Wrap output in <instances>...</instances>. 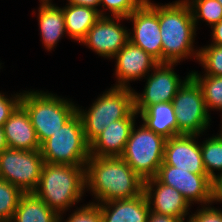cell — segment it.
Listing matches in <instances>:
<instances>
[{
  "label": "cell",
  "instance_id": "6da1fadb",
  "mask_svg": "<svg viewBox=\"0 0 222 222\" xmlns=\"http://www.w3.org/2000/svg\"><path fill=\"white\" fill-rule=\"evenodd\" d=\"M86 191L92 204L134 198L144 191V180L121 157L90 156L86 162Z\"/></svg>",
  "mask_w": 222,
  "mask_h": 222
},
{
  "label": "cell",
  "instance_id": "7a4b0ae2",
  "mask_svg": "<svg viewBox=\"0 0 222 222\" xmlns=\"http://www.w3.org/2000/svg\"><path fill=\"white\" fill-rule=\"evenodd\" d=\"M158 19L162 39V63H180L184 59L198 60L194 48L196 26L192 11L185 0L159 5Z\"/></svg>",
  "mask_w": 222,
  "mask_h": 222
},
{
  "label": "cell",
  "instance_id": "3957f363",
  "mask_svg": "<svg viewBox=\"0 0 222 222\" xmlns=\"http://www.w3.org/2000/svg\"><path fill=\"white\" fill-rule=\"evenodd\" d=\"M85 190V166L44 163L33 194L63 215L82 200Z\"/></svg>",
  "mask_w": 222,
  "mask_h": 222
},
{
  "label": "cell",
  "instance_id": "277c9868",
  "mask_svg": "<svg viewBox=\"0 0 222 222\" xmlns=\"http://www.w3.org/2000/svg\"><path fill=\"white\" fill-rule=\"evenodd\" d=\"M42 90L23 91L20 105L26 110L40 145L77 113V104Z\"/></svg>",
  "mask_w": 222,
  "mask_h": 222
},
{
  "label": "cell",
  "instance_id": "5b68a950",
  "mask_svg": "<svg viewBox=\"0 0 222 222\" xmlns=\"http://www.w3.org/2000/svg\"><path fill=\"white\" fill-rule=\"evenodd\" d=\"M133 88L111 86L87 109L77 106L84 128L86 141L90 144L111 122L126 118L134 110Z\"/></svg>",
  "mask_w": 222,
  "mask_h": 222
},
{
  "label": "cell",
  "instance_id": "8992f818",
  "mask_svg": "<svg viewBox=\"0 0 222 222\" xmlns=\"http://www.w3.org/2000/svg\"><path fill=\"white\" fill-rule=\"evenodd\" d=\"M44 163L86 166L90 144L84 135L83 123L76 113L40 147Z\"/></svg>",
  "mask_w": 222,
  "mask_h": 222
},
{
  "label": "cell",
  "instance_id": "52a82bcc",
  "mask_svg": "<svg viewBox=\"0 0 222 222\" xmlns=\"http://www.w3.org/2000/svg\"><path fill=\"white\" fill-rule=\"evenodd\" d=\"M133 125L120 156L143 180L156 176L164 159L166 138L150 130L144 123L135 128Z\"/></svg>",
  "mask_w": 222,
  "mask_h": 222
},
{
  "label": "cell",
  "instance_id": "ba28073f",
  "mask_svg": "<svg viewBox=\"0 0 222 222\" xmlns=\"http://www.w3.org/2000/svg\"><path fill=\"white\" fill-rule=\"evenodd\" d=\"M173 106L177 120V135H204L211 125L203 93L197 82L190 77L176 92Z\"/></svg>",
  "mask_w": 222,
  "mask_h": 222
},
{
  "label": "cell",
  "instance_id": "9c48e42d",
  "mask_svg": "<svg viewBox=\"0 0 222 222\" xmlns=\"http://www.w3.org/2000/svg\"><path fill=\"white\" fill-rule=\"evenodd\" d=\"M44 159L40 150L6 148L0 153V179L5 180L24 194L37 188Z\"/></svg>",
  "mask_w": 222,
  "mask_h": 222
},
{
  "label": "cell",
  "instance_id": "30bf717a",
  "mask_svg": "<svg viewBox=\"0 0 222 222\" xmlns=\"http://www.w3.org/2000/svg\"><path fill=\"white\" fill-rule=\"evenodd\" d=\"M178 63H159L147 75L145 87L142 93H134V110L140 114L150 106L160 103L172 102L176 92L191 77V73L186 75L183 80L180 78L173 67Z\"/></svg>",
  "mask_w": 222,
  "mask_h": 222
},
{
  "label": "cell",
  "instance_id": "8fae6325",
  "mask_svg": "<svg viewBox=\"0 0 222 222\" xmlns=\"http://www.w3.org/2000/svg\"><path fill=\"white\" fill-rule=\"evenodd\" d=\"M126 19L133 23V33L129 31V41L149 53L159 63H162L158 4L147 0Z\"/></svg>",
  "mask_w": 222,
  "mask_h": 222
},
{
  "label": "cell",
  "instance_id": "7c38bea8",
  "mask_svg": "<svg viewBox=\"0 0 222 222\" xmlns=\"http://www.w3.org/2000/svg\"><path fill=\"white\" fill-rule=\"evenodd\" d=\"M125 17L101 16L80 42L97 55L112 59L129 41V31L121 24Z\"/></svg>",
  "mask_w": 222,
  "mask_h": 222
},
{
  "label": "cell",
  "instance_id": "4fadbf2b",
  "mask_svg": "<svg viewBox=\"0 0 222 222\" xmlns=\"http://www.w3.org/2000/svg\"><path fill=\"white\" fill-rule=\"evenodd\" d=\"M155 178L180 192L192 206L194 203H212V180L207 175H197L170 165H161Z\"/></svg>",
  "mask_w": 222,
  "mask_h": 222
},
{
  "label": "cell",
  "instance_id": "5bb4252c",
  "mask_svg": "<svg viewBox=\"0 0 222 222\" xmlns=\"http://www.w3.org/2000/svg\"><path fill=\"white\" fill-rule=\"evenodd\" d=\"M115 61L114 87L132 88L130 81L144 79L159 62L130 41L113 57Z\"/></svg>",
  "mask_w": 222,
  "mask_h": 222
},
{
  "label": "cell",
  "instance_id": "9a60e30c",
  "mask_svg": "<svg viewBox=\"0 0 222 222\" xmlns=\"http://www.w3.org/2000/svg\"><path fill=\"white\" fill-rule=\"evenodd\" d=\"M198 135L179 134L166 139L162 165L188 170L197 175H207L203 164Z\"/></svg>",
  "mask_w": 222,
  "mask_h": 222
},
{
  "label": "cell",
  "instance_id": "2e32d148",
  "mask_svg": "<svg viewBox=\"0 0 222 222\" xmlns=\"http://www.w3.org/2000/svg\"><path fill=\"white\" fill-rule=\"evenodd\" d=\"M144 193L147 197L150 211L156 214L168 215L182 220L190 215L191 205L175 188L160 183L155 177L144 180Z\"/></svg>",
  "mask_w": 222,
  "mask_h": 222
},
{
  "label": "cell",
  "instance_id": "e0dca14e",
  "mask_svg": "<svg viewBox=\"0 0 222 222\" xmlns=\"http://www.w3.org/2000/svg\"><path fill=\"white\" fill-rule=\"evenodd\" d=\"M138 116V113L133 110L126 118L111 122L90 143V156L120 157Z\"/></svg>",
  "mask_w": 222,
  "mask_h": 222
},
{
  "label": "cell",
  "instance_id": "ac0fdd59",
  "mask_svg": "<svg viewBox=\"0 0 222 222\" xmlns=\"http://www.w3.org/2000/svg\"><path fill=\"white\" fill-rule=\"evenodd\" d=\"M103 222H147L150 206L144 191L128 199L96 204Z\"/></svg>",
  "mask_w": 222,
  "mask_h": 222
},
{
  "label": "cell",
  "instance_id": "d6986e66",
  "mask_svg": "<svg viewBox=\"0 0 222 222\" xmlns=\"http://www.w3.org/2000/svg\"><path fill=\"white\" fill-rule=\"evenodd\" d=\"M8 148L31 151L40 150L32 122L26 110L19 105L3 125Z\"/></svg>",
  "mask_w": 222,
  "mask_h": 222
},
{
  "label": "cell",
  "instance_id": "ffe728a7",
  "mask_svg": "<svg viewBox=\"0 0 222 222\" xmlns=\"http://www.w3.org/2000/svg\"><path fill=\"white\" fill-rule=\"evenodd\" d=\"M38 25L42 44L46 50L51 51L57 46L59 40L67 34L62 7L53 2L39 4Z\"/></svg>",
  "mask_w": 222,
  "mask_h": 222
},
{
  "label": "cell",
  "instance_id": "44dd1931",
  "mask_svg": "<svg viewBox=\"0 0 222 222\" xmlns=\"http://www.w3.org/2000/svg\"><path fill=\"white\" fill-rule=\"evenodd\" d=\"M67 36L80 43L90 28L101 17L99 12L86 6L66 4L62 7Z\"/></svg>",
  "mask_w": 222,
  "mask_h": 222
},
{
  "label": "cell",
  "instance_id": "7402d4cb",
  "mask_svg": "<svg viewBox=\"0 0 222 222\" xmlns=\"http://www.w3.org/2000/svg\"><path fill=\"white\" fill-rule=\"evenodd\" d=\"M140 118L150 130L166 139L177 135V120L172 102L152 105L140 113Z\"/></svg>",
  "mask_w": 222,
  "mask_h": 222
},
{
  "label": "cell",
  "instance_id": "603a6c76",
  "mask_svg": "<svg viewBox=\"0 0 222 222\" xmlns=\"http://www.w3.org/2000/svg\"><path fill=\"white\" fill-rule=\"evenodd\" d=\"M10 222H59V215L33 193H26Z\"/></svg>",
  "mask_w": 222,
  "mask_h": 222
},
{
  "label": "cell",
  "instance_id": "cb8c5ba5",
  "mask_svg": "<svg viewBox=\"0 0 222 222\" xmlns=\"http://www.w3.org/2000/svg\"><path fill=\"white\" fill-rule=\"evenodd\" d=\"M190 73L202 90L207 111L222 112V76L201 75L195 70Z\"/></svg>",
  "mask_w": 222,
  "mask_h": 222
},
{
  "label": "cell",
  "instance_id": "d4e9b609",
  "mask_svg": "<svg viewBox=\"0 0 222 222\" xmlns=\"http://www.w3.org/2000/svg\"><path fill=\"white\" fill-rule=\"evenodd\" d=\"M200 147L205 172L211 180H214L216 177L214 171L222 173V136L217 133L208 137L200 144Z\"/></svg>",
  "mask_w": 222,
  "mask_h": 222
},
{
  "label": "cell",
  "instance_id": "484cf974",
  "mask_svg": "<svg viewBox=\"0 0 222 222\" xmlns=\"http://www.w3.org/2000/svg\"><path fill=\"white\" fill-rule=\"evenodd\" d=\"M192 11L193 20L197 25L199 20L207 22L212 27L222 20V5L217 0H185Z\"/></svg>",
  "mask_w": 222,
  "mask_h": 222
},
{
  "label": "cell",
  "instance_id": "4316f807",
  "mask_svg": "<svg viewBox=\"0 0 222 222\" xmlns=\"http://www.w3.org/2000/svg\"><path fill=\"white\" fill-rule=\"evenodd\" d=\"M24 193L13 184L0 179V222H10Z\"/></svg>",
  "mask_w": 222,
  "mask_h": 222
},
{
  "label": "cell",
  "instance_id": "83f0119b",
  "mask_svg": "<svg viewBox=\"0 0 222 222\" xmlns=\"http://www.w3.org/2000/svg\"><path fill=\"white\" fill-rule=\"evenodd\" d=\"M197 61L204 68L203 75L222 76V46L209 44L200 47Z\"/></svg>",
  "mask_w": 222,
  "mask_h": 222
},
{
  "label": "cell",
  "instance_id": "f1b7e54d",
  "mask_svg": "<svg viewBox=\"0 0 222 222\" xmlns=\"http://www.w3.org/2000/svg\"><path fill=\"white\" fill-rule=\"evenodd\" d=\"M147 0H100L101 16L125 17L141 7ZM109 9V14L105 13ZM105 10V11H104ZM108 14V15H107Z\"/></svg>",
  "mask_w": 222,
  "mask_h": 222
},
{
  "label": "cell",
  "instance_id": "f546056e",
  "mask_svg": "<svg viewBox=\"0 0 222 222\" xmlns=\"http://www.w3.org/2000/svg\"><path fill=\"white\" fill-rule=\"evenodd\" d=\"M63 221V215H59V222H103L99 207L96 204L88 203L79 208Z\"/></svg>",
  "mask_w": 222,
  "mask_h": 222
},
{
  "label": "cell",
  "instance_id": "4dcf8cb0",
  "mask_svg": "<svg viewBox=\"0 0 222 222\" xmlns=\"http://www.w3.org/2000/svg\"><path fill=\"white\" fill-rule=\"evenodd\" d=\"M211 205L212 203L201 206L202 208L188 216L187 222H222V210Z\"/></svg>",
  "mask_w": 222,
  "mask_h": 222
},
{
  "label": "cell",
  "instance_id": "1f68e13d",
  "mask_svg": "<svg viewBox=\"0 0 222 222\" xmlns=\"http://www.w3.org/2000/svg\"><path fill=\"white\" fill-rule=\"evenodd\" d=\"M21 97L22 92L16 93L11 97L5 96L4 93L0 92V127H3L10 115L20 105Z\"/></svg>",
  "mask_w": 222,
  "mask_h": 222
},
{
  "label": "cell",
  "instance_id": "d6a6232c",
  "mask_svg": "<svg viewBox=\"0 0 222 222\" xmlns=\"http://www.w3.org/2000/svg\"><path fill=\"white\" fill-rule=\"evenodd\" d=\"M222 203V173L212 180V203Z\"/></svg>",
  "mask_w": 222,
  "mask_h": 222
},
{
  "label": "cell",
  "instance_id": "836d02e7",
  "mask_svg": "<svg viewBox=\"0 0 222 222\" xmlns=\"http://www.w3.org/2000/svg\"><path fill=\"white\" fill-rule=\"evenodd\" d=\"M184 221L185 220H182L180 218H175L168 215L156 214L153 211H150L147 220V222H184Z\"/></svg>",
  "mask_w": 222,
  "mask_h": 222
},
{
  "label": "cell",
  "instance_id": "e575fe53",
  "mask_svg": "<svg viewBox=\"0 0 222 222\" xmlns=\"http://www.w3.org/2000/svg\"><path fill=\"white\" fill-rule=\"evenodd\" d=\"M211 28V44L222 46V20L219 23L214 24Z\"/></svg>",
  "mask_w": 222,
  "mask_h": 222
},
{
  "label": "cell",
  "instance_id": "d590c367",
  "mask_svg": "<svg viewBox=\"0 0 222 222\" xmlns=\"http://www.w3.org/2000/svg\"><path fill=\"white\" fill-rule=\"evenodd\" d=\"M67 3L74 4L78 6H86L97 10L100 14L101 9L97 7L100 6V0H67Z\"/></svg>",
  "mask_w": 222,
  "mask_h": 222
},
{
  "label": "cell",
  "instance_id": "8d00e7d4",
  "mask_svg": "<svg viewBox=\"0 0 222 222\" xmlns=\"http://www.w3.org/2000/svg\"><path fill=\"white\" fill-rule=\"evenodd\" d=\"M6 148H8L6 136H5V134H4L3 127H0V153H1L3 150H5Z\"/></svg>",
  "mask_w": 222,
  "mask_h": 222
},
{
  "label": "cell",
  "instance_id": "74e56055",
  "mask_svg": "<svg viewBox=\"0 0 222 222\" xmlns=\"http://www.w3.org/2000/svg\"><path fill=\"white\" fill-rule=\"evenodd\" d=\"M40 3L52 2V0H39Z\"/></svg>",
  "mask_w": 222,
  "mask_h": 222
},
{
  "label": "cell",
  "instance_id": "f35d334b",
  "mask_svg": "<svg viewBox=\"0 0 222 222\" xmlns=\"http://www.w3.org/2000/svg\"><path fill=\"white\" fill-rule=\"evenodd\" d=\"M222 121V120H221ZM222 123V122H221ZM221 130H220V132H219V134L222 136V125H221Z\"/></svg>",
  "mask_w": 222,
  "mask_h": 222
}]
</instances>
